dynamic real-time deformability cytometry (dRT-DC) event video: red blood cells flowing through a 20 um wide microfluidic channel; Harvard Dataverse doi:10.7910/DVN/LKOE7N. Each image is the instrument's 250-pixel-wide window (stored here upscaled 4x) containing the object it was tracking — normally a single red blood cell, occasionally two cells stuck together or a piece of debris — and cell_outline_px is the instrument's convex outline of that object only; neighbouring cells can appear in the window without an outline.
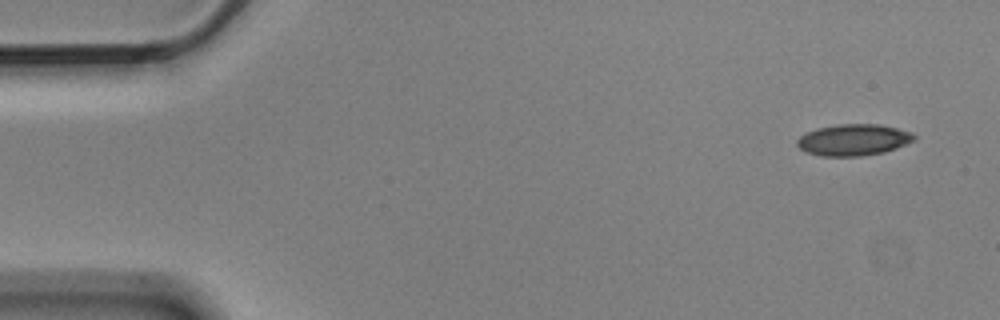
{"species": "Egyptian fruit bat (a non-hibernating species)", "species_latin": "Rousettus aegyptiacus", "temperature_condition": "cold", "stored_images_in_passage": 5, "camera_frame_rate_fps": 3000, "um_per_image_px": 0.085, "animal": {"sex": "male"}, "frame": {"image": 1, "passage_image": 1, "time_ms": 0.0, "image_size_px": [1000, 320], "cell_outline_px": [[916, 140], [896, 148], [884, 152], [860, 156], [820, 156], [808, 152], [800, 148], [796, 144], [796, 140], [800, 136], [816, 128], [840, 124], [880, 124], [912, 132], [916, 136]], "centroid_in_image_um": [72.56, 11.88], "position_along_channel_um": 12.4, "area_um2": 21.44}}
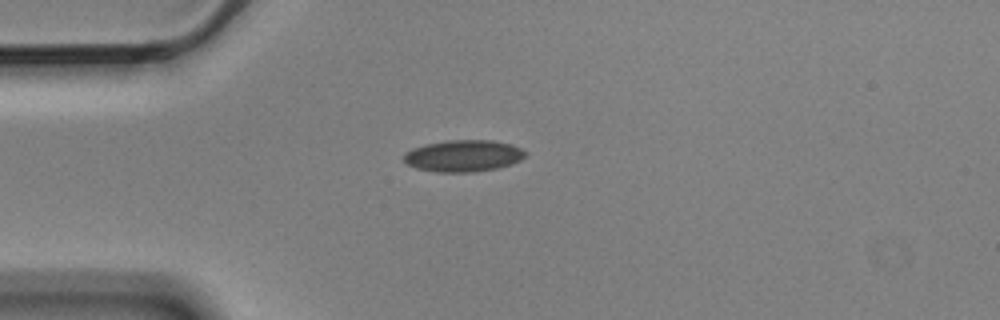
{"frame": {"image": 2, "passage_image": 4, "time_ms": 1.0, "image_size_px": [1000, 320], "cell_outline_px": [[528, 156], [512, 164], [496, 168], [472, 172], [436, 172], [416, 168], [408, 164], [404, 160], [404, 152], [412, 148], [424, 144], [448, 140], [492, 140], [512, 144], [528, 152]], "centroid_in_image_um": [39.41, 13.24], "position_along_channel_um": 45.6, "area_um2": 22.66}}